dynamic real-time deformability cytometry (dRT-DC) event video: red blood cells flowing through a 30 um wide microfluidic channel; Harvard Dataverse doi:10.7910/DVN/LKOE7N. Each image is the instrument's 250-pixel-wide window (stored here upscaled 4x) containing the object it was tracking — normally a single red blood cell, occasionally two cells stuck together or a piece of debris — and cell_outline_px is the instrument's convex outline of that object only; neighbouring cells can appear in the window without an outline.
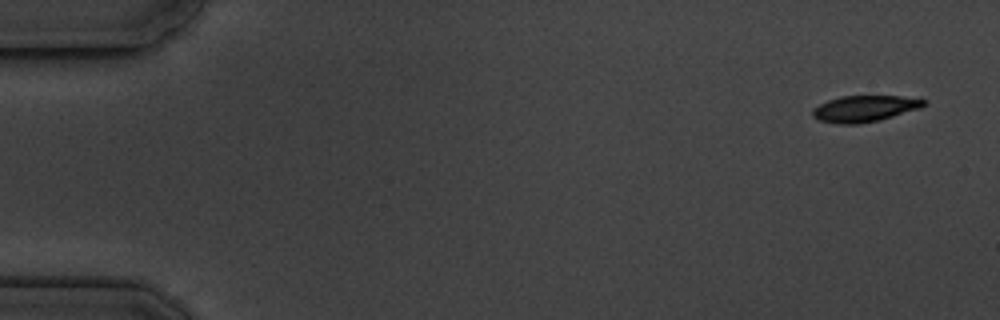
{"species": "common noctule bat (a hibernating species)", "species_latin": "Nyctalus noctula", "temperature_condition": "cold", "stored_images_in_passage": 16, "camera_frame_rate_fps": 3000, "um_per_image_px": 0.085, "animal": {"sex": "male", "body_mass_g": 19.5, "forearm_length_mm": 54.6}, "frame": {"image": 1, "passage_image": 1, "time_ms": 0.0, "image_size_px": [1000, 320], "cell_outline_px": [[924, 104], [920, 108], [880, 120], [860, 124], [836, 124], [820, 120], [812, 116], [812, 108], [828, 100], [840, 96], [900, 96], [924, 100]], "centroid_in_image_um": [73.43, 9.24], "position_along_channel_um": 11.6, "area_um2": 16.94}}
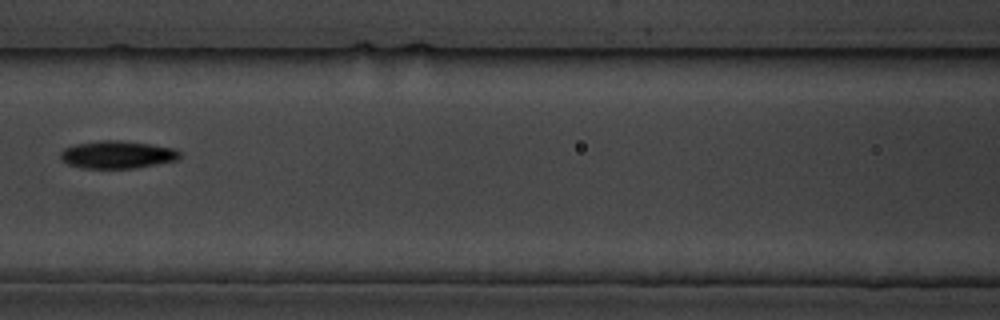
{"frame": {"image": 2, "passage_image": 7, "time_ms": 7.667, "image_size_px": [1000, 320], "cell_outline_px": [[184, 156], [176, 160], [132, 168], [80, 168], [68, 164], [60, 156], [60, 152], [64, 148], [76, 144], [100, 140], [120, 140], [152, 144], [176, 148]], "centroid_in_image_um": [10.0, 13.13], "position_along_channel_um": 156.6, "area_um2": 19.25}}
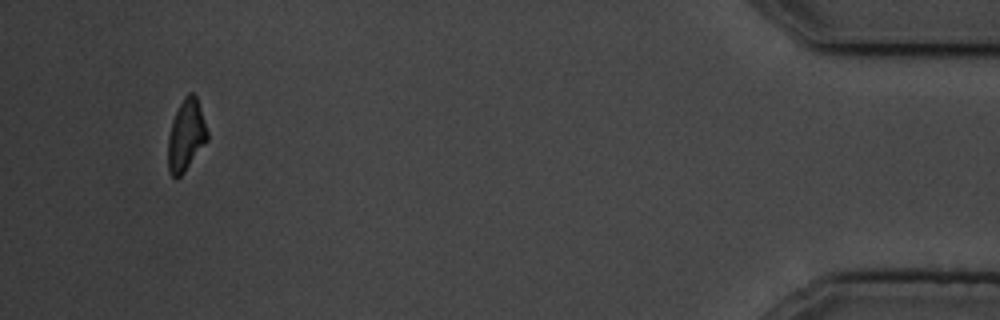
{"frame": {"image": 3, "passage_image": 15, "time_ms": 17.0, "image_size_px": [1000, 320], "cell_outline_px": [[208, 140], [184, 172], [176, 180], [168, 172], [168, 136], [172, 120], [184, 96], [188, 92], [192, 92], [196, 96], [208, 132]], "centroid_in_image_um": [15.8, 11.52], "position_along_channel_um": 419.4, "area_um2": 16.36}, "authors_computed_cell_mechanics": {"area_um2": 17.4845, "velocity_mm_per_s": 3.5753, "shape_relaxation_time_tau1_ms": 2.4054, "shape_relaxation_time_tau2_ms": 4.9029, "deformation_change_tau1": 0.0963, "deformation_change_tau2": 0.1219}}